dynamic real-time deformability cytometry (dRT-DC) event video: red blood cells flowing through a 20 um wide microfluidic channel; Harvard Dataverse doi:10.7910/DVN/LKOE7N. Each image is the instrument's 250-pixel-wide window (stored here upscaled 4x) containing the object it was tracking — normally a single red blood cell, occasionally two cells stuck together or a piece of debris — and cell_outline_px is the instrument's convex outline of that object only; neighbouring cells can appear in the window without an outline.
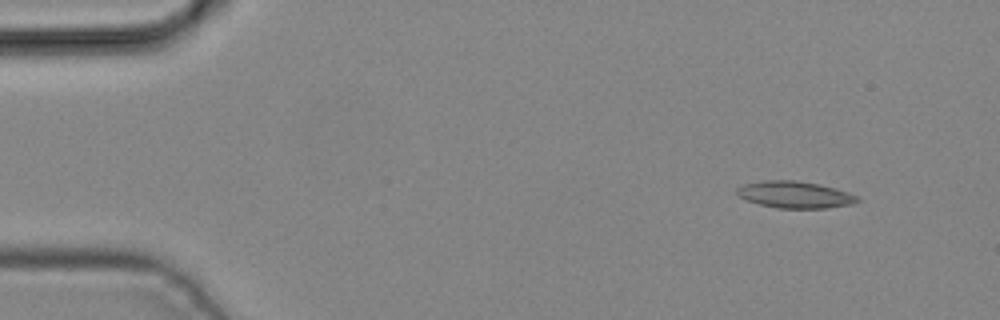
{"species": "common noctule bat (a hibernating species)", "species_latin": "Nyctalus noctula", "temperature_condition": "cold", "stored_images_in_passage": 4, "camera_frame_rate_fps": 3000, "um_per_image_px": 0.085, "animal": {"sex": "male", "body_mass_g": 19.2, "forearm_length_mm": 51.8}, "frame": {"image": 1, "passage_image": 1, "time_ms": 0.0, "image_size_px": [1000, 320], "cell_outline_px": [[860, 200], [852, 204], [828, 208], [776, 208], [760, 204], [748, 200], [740, 196], [736, 192], [736, 188], [744, 184], [764, 180], [796, 180], [820, 184], [848, 192], [856, 196]], "centroid_in_image_um": [67.57, 16.54], "position_along_channel_um": 17.4, "area_um2": 18.73}}